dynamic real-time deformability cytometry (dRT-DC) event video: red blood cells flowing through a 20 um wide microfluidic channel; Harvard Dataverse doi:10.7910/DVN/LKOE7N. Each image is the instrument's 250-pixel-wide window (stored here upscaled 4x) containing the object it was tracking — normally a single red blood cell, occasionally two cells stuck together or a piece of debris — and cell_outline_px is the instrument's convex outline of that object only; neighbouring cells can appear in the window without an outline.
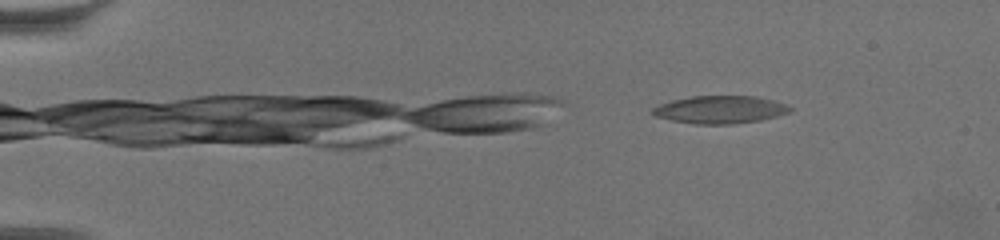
{"species": "common noctule bat (a hibernating species)", "species_latin": "Nyctalus noctula", "temperature_condition": "warm", "stored_images_in_passage": 50, "camera_frame_rate_fps": 3000, "um_per_image_px": 0.085, "animal": {"sex": "female", "body_mass_g": 19.5, "forearm_length_mm": 54.1}, "frame": {"image": 1, "passage_image": 9, "time_ms": 2.667, "image_size_px": [1000, 240], "cell_outline_px": [[792, 108], [788, 112], [776, 116], [760, 120], [732, 124], [692, 124], [652, 116], [652, 108], [660, 104], [672, 100], [692, 96], [752, 96], [772, 100], [784, 104]], "centroid_in_image_um": [61.14, 9.32], "position_along_channel_um": 23.9, "area_um2": 22.02}}
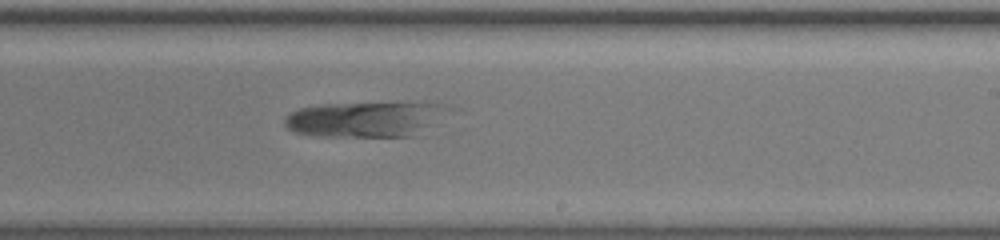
{"frame": {"image": 2, "passage_image": 32, "time_ms": 10.333, "image_size_px": [1000, 240], "cell_outline_px": [[440, 104], [424, 124], [408, 136], [320, 136], [296, 132], [288, 128], [284, 124], [284, 116], [300, 108], [320, 104]], "centroid_in_image_um": [30.57, 10.15], "position_along_channel_um": 258.4, "area_um2": 30.63}}